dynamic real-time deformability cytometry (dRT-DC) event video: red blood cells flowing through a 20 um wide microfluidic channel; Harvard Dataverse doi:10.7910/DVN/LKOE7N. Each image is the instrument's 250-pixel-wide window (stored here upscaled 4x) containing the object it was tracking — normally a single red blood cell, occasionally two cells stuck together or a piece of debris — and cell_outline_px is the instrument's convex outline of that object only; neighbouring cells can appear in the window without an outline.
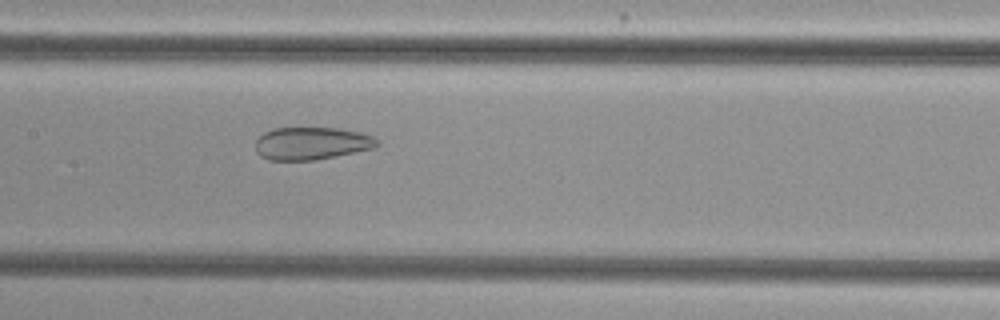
{"species": "common noctule bat (a hibernating species)", "species_latin": "Nyctalus noctula", "temperature_condition": "cold", "stored_images_in_passage": 35, "camera_frame_rate_fps": 3000, "um_per_image_px": 0.085, "animal": {"sex": "female", "body_mass_g": 29.2, "forearm_length_mm": 56.3}, "frame": {"image": 1, "passage_image": 17, "time_ms": 5.333, "image_size_px": [1000, 320], "cell_outline_px": [[380, 144], [376, 148], [316, 160], [268, 160], [260, 156], [256, 152], [256, 140], [264, 132], [272, 128], [340, 128], [360, 132], [372, 136]], "centroid_in_image_um": [26.49, 12.19], "position_along_channel_um": 180.9, "area_um2": 23.29}}
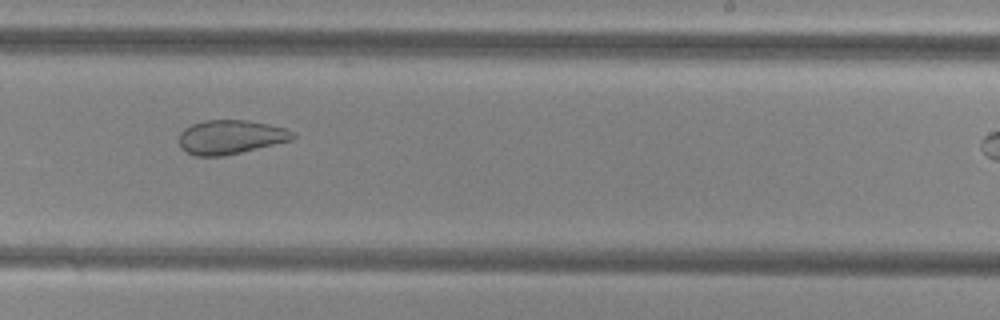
{"frame": {"image": 2, "passage_image": 24, "time_ms": 7.667, "image_size_px": [1000, 320], "cell_outline_px": [[296, 136], [292, 140], [224, 156], [196, 156], [180, 148], [180, 132], [184, 128], [192, 124], [204, 120], [248, 120], [268, 124], [284, 128], [296, 132]], "centroid_in_image_um": [19.61, 11.64], "position_along_channel_um": 269.4, "area_um2": 22.6}}
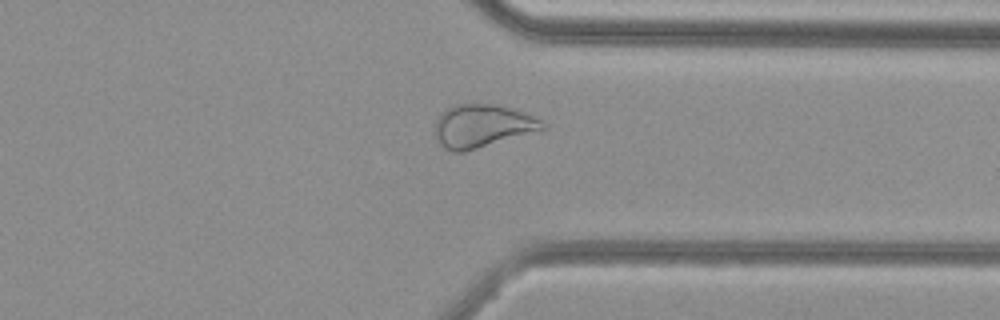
{"frame": {"image": 3, "passage_image": 32, "time_ms": 10.333, "image_size_px": [1000, 320], "cell_outline_px": [[544, 128], [464, 152], [452, 152], [444, 148], [436, 140], [436, 120], [440, 112], [452, 104], [500, 104], [524, 112], [540, 120], [544, 124]], "centroid_in_image_um": [40.91, 10.68], "position_along_channel_um": 370.5, "area_um2": 26.65}}